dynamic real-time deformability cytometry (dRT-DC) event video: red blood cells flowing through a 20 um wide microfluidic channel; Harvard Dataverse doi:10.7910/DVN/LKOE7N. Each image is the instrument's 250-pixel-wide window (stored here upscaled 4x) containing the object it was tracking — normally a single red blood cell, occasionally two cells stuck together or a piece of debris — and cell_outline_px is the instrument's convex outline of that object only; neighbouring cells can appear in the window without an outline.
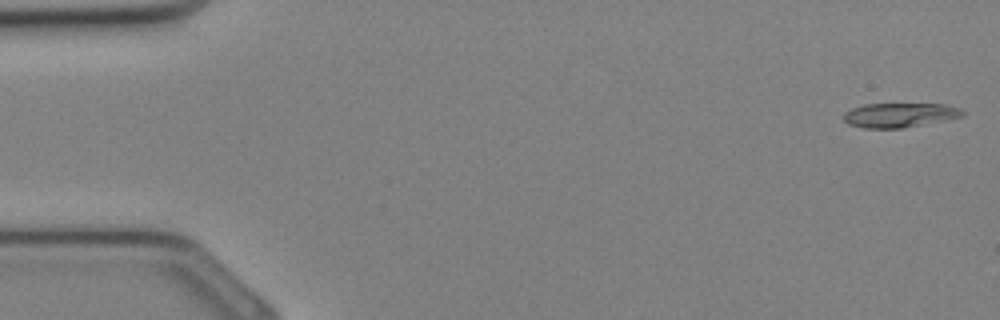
{"species": "Egyptian fruit bat (a non-hibernating species)", "species_latin": "Rousettus aegyptiacus", "temperature_condition": "cold", "stored_images_in_passage": 8, "camera_frame_rate_fps": 3000, "um_per_image_px": 0.085, "animal": {"sex": "female"}, "frame": {"image": 1, "passage_image": 1, "time_ms": 0.0, "image_size_px": [1000, 320], "cell_outline_px": [[964, 116], [900, 128], [864, 128], [848, 124], [844, 120], [844, 112], [852, 108], [864, 104], [944, 104], [960, 108], [964, 112]], "centroid_in_image_um": [76.44, 9.77], "position_along_channel_um": 8.6, "area_um2": 16.7}}